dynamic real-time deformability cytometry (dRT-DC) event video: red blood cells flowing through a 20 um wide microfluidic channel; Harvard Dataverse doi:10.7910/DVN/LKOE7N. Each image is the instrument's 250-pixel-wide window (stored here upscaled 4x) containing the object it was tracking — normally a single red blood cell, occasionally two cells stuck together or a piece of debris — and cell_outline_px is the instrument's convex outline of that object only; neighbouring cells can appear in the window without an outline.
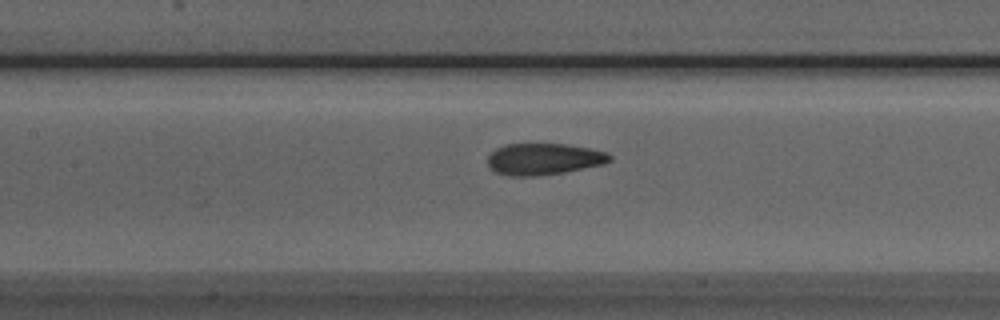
{"species": "Egyptian fruit bat (a non-hibernating species)", "species_latin": "Rousettus aegyptiacus", "temperature_condition": "room temperature", "stored_images_in_passage": 36, "camera_frame_rate_fps": 3000, "um_per_image_px": 0.085, "animal": {"sex": "male"}, "frame": {"image": 1, "passage_image": 8, "time_ms": 2.333, "image_size_px": [1000, 320], "cell_outline_px": [[612, 160], [604, 164], [564, 172], [536, 176], [508, 176], [496, 172], [488, 168], [488, 156], [496, 148], [504, 144], [564, 144], [588, 148], [608, 152], [612, 156]], "centroid_in_image_um": [46.21, 13.52], "position_along_channel_um": 161.2, "area_um2": 22.54}}
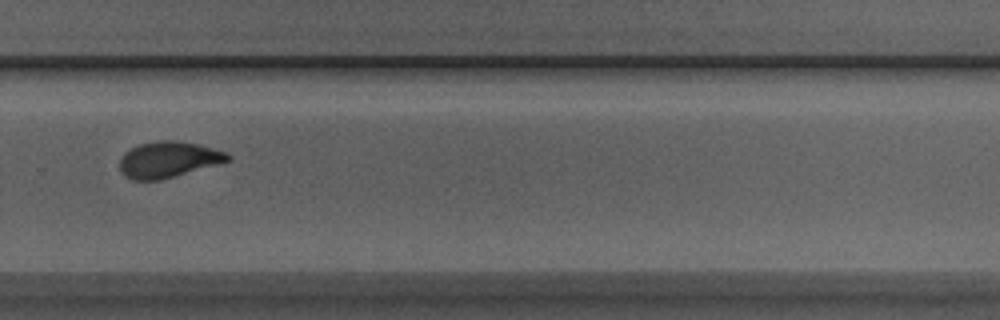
{"frame": {"image": 2, "passage_image": 20, "time_ms": 6.333, "image_size_px": [1000, 320], "cell_outline_px": [[232, 156], [228, 160], [216, 164], [160, 180], [132, 180], [124, 176], [120, 172], [120, 160], [124, 152], [140, 144], [164, 140], [176, 140], [196, 144], [228, 152]], "centroid_in_image_um": [14.27, 13.56], "position_along_channel_um": 315.5, "area_um2": 22.37}}
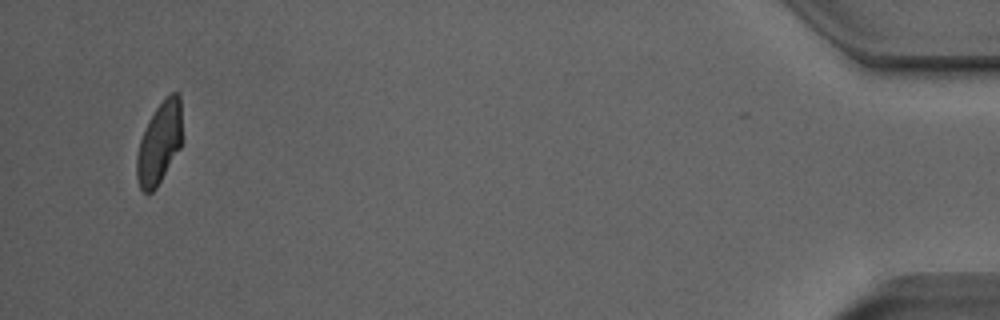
{"frame": {"image": 3, "passage_image": 35, "time_ms": 11.333, "image_size_px": [1000, 320], "cell_outline_px": [[180, 148], [156, 188], [152, 192], [144, 192], [140, 188], [136, 180], [136, 156], [140, 140], [144, 128], [148, 120], [156, 108], [172, 92], [176, 92], [180, 96]], "centroid_in_image_um": [13.5, 12.2], "position_along_channel_um": 421.7, "area_um2": 21.27}}